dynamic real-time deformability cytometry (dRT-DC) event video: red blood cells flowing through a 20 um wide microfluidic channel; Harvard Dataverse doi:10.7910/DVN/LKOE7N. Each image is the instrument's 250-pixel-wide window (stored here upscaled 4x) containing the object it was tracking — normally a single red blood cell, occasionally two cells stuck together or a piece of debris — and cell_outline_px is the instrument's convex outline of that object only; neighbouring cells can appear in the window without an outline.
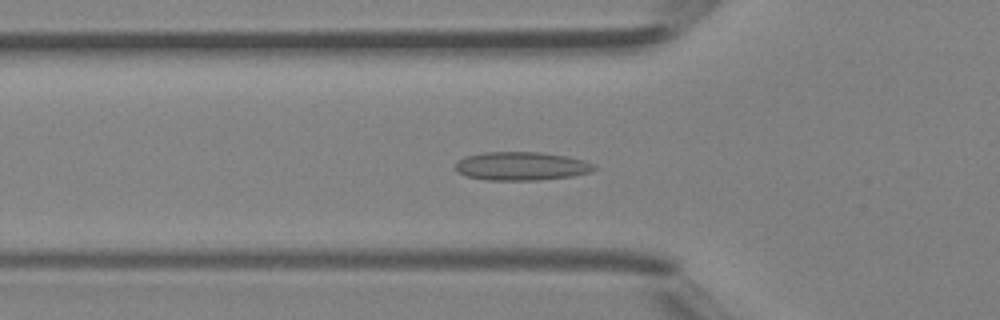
{"species": "Egyptian fruit bat (a non-hibernating species)", "species_latin": "Rousettus aegyptiacus", "temperature_condition": "room temperature", "stored_images_in_passage": 43, "camera_frame_rate_fps": 3000, "um_per_image_px": 0.085, "animal": {"sex": "female"}, "frame": {"image": 1, "passage_image": 15, "time_ms": 4.667, "image_size_px": [1000, 320], "cell_outline_px": [[596, 168], [592, 172], [572, 176], [540, 180], [484, 180], [468, 176], [456, 172], [452, 168], [456, 160], [464, 156], [484, 152], [540, 152], [568, 156], [584, 160], [596, 164]], "centroid_in_image_um": [44.29, 14.12], "position_along_channel_um": 81.5, "area_um2": 23.52}}
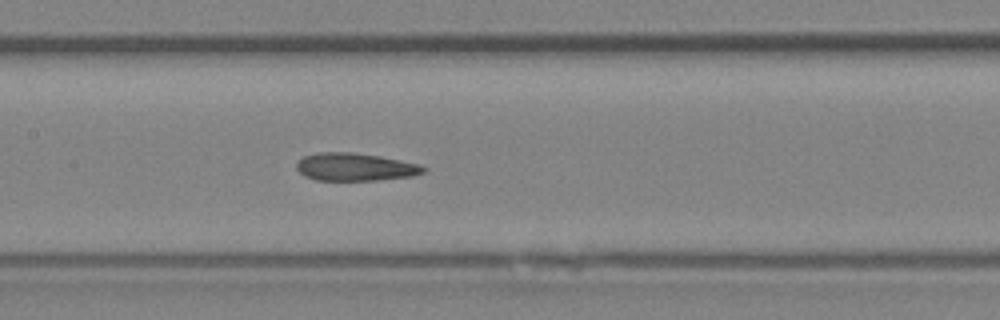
{"frame": {"image": 2, "passage_image": 21, "time_ms": 6.667, "image_size_px": [1000, 320], "cell_outline_px": [[428, 168], [424, 172], [412, 176], [380, 180], [316, 180], [304, 176], [296, 168], [296, 164], [304, 156], [320, 152], [352, 152], [380, 156], [420, 164]], "centroid_in_image_um": [30.21, 14.19], "position_along_channel_um": 177.2, "area_um2": 20.58}}
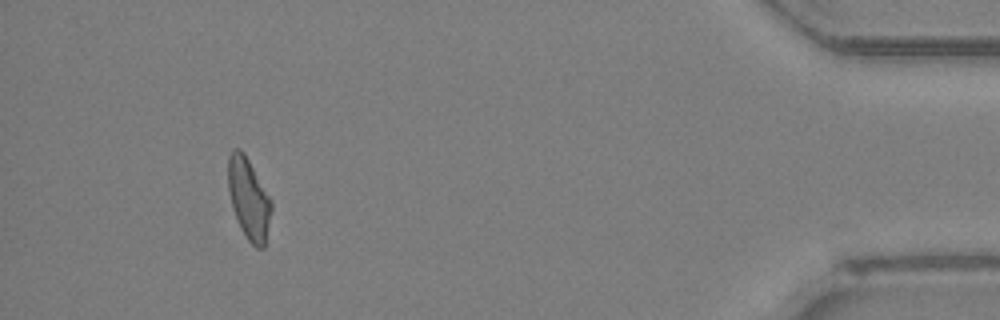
{"frame": {"image": 3, "passage_image": 40, "time_ms": 13.0, "image_size_px": [1000, 320], "cell_outline_px": [[272, 208], [264, 248], [256, 248], [248, 240], [240, 228], [232, 208], [228, 188], [228, 156], [232, 148], [240, 148], [244, 152], [272, 200]], "centroid_in_image_um": [21.13, 16.87], "position_along_channel_um": 414.1, "area_um2": 20.58}}